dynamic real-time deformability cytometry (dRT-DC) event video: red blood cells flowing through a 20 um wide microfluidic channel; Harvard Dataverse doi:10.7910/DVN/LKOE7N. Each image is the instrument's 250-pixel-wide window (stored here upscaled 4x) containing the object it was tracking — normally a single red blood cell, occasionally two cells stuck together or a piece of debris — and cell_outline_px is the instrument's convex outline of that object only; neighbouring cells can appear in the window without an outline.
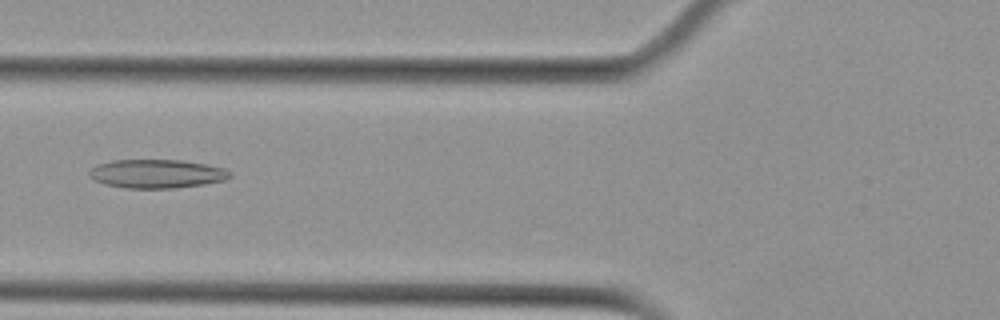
{"species": "Egyptian fruit bat (a non-hibernating species)", "species_latin": "Rousettus aegyptiacus", "temperature_condition": "cold", "stored_images_in_passage": 6, "camera_frame_rate_fps": 3000, "um_per_image_px": 0.085, "animal": {"sex": "female"}, "frame": {"image": 1, "passage_image": 6, "time_ms": 6.0, "image_size_px": [1000, 320], "cell_outline_px": [[232, 176], [224, 180], [204, 184], [172, 188], [124, 188], [104, 184], [88, 176], [88, 172], [96, 164], [112, 160], [180, 160], [208, 164], [224, 168], [232, 172]], "centroid_in_image_um": [13.32, 14.76], "position_along_channel_um": 112.5, "area_um2": 23.64}}